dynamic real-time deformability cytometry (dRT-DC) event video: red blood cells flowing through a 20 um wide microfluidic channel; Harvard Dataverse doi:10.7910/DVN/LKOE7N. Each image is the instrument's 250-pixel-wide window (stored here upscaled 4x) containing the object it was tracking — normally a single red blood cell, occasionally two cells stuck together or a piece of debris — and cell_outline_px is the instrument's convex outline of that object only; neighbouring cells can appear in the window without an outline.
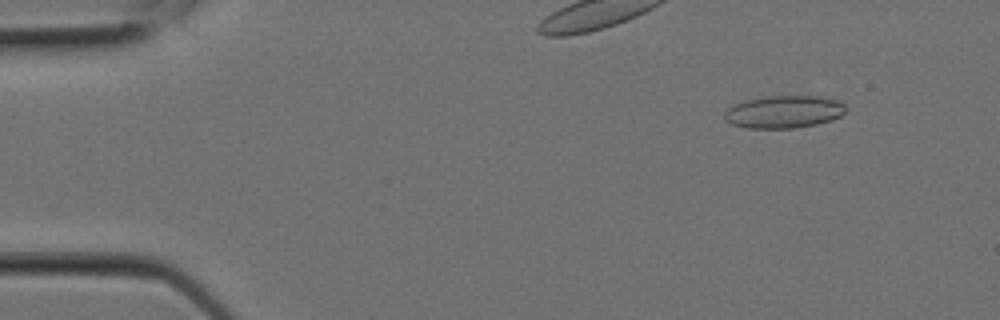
{"species": "Egyptian fruit bat (a non-hibernating species)", "species_latin": "Rousettus aegyptiacus", "temperature_condition": "room temperature", "stored_images_in_passage": 7, "camera_frame_rate_fps": 3000, "um_per_image_px": 0.085, "animal": {"sex": "female"}, "frame": {"image": 1, "passage_image": 2, "time_ms": 0.333, "image_size_px": [1000, 320], "cell_outline_px": [[844, 112], [840, 116], [832, 120], [816, 124], [792, 128], [744, 128], [732, 124], [724, 120], [724, 112], [728, 108], [744, 100], [768, 96], [816, 96], [836, 100], [844, 104]], "centroid_in_image_um": [66.58, 9.51], "position_along_channel_um": 18.4, "area_um2": 22.89}}
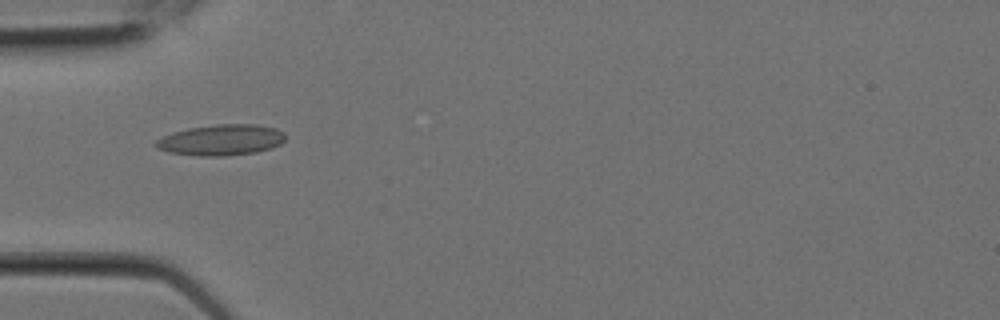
{"frame": {"image": 2, "passage_image": 6, "time_ms": 1.667, "image_size_px": [1000, 320], "cell_outline_px": [[288, 136], [280, 144], [272, 148], [256, 152], [228, 156], [196, 156], [168, 152], [156, 148], [152, 144], [156, 140], [172, 132], [188, 128], [216, 124], [256, 124], [276, 128], [284, 132]], "centroid_in_image_um": [18.81, 11.9], "position_along_channel_um": 66.2, "area_um2": 23.7}}
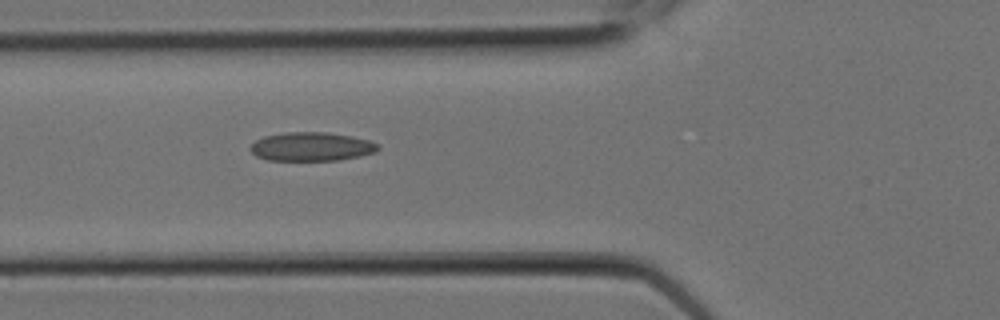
{"frame": {"image": 3, "passage_image": 7, "time_ms": 2.0, "image_size_px": [1000, 320], "cell_outline_px": [[380, 148], [376, 152], [360, 156], [340, 160], [268, 160], [256, 156], [248, 148], [256, 140], [264, 136], [284, 132], [324, 132], [352, 136], [368, 140], [376, 144]], "centroid_in_image_um": [26.46, 12.46], "position_along_channel_um": 99.3, "area_um2": 21.39}}